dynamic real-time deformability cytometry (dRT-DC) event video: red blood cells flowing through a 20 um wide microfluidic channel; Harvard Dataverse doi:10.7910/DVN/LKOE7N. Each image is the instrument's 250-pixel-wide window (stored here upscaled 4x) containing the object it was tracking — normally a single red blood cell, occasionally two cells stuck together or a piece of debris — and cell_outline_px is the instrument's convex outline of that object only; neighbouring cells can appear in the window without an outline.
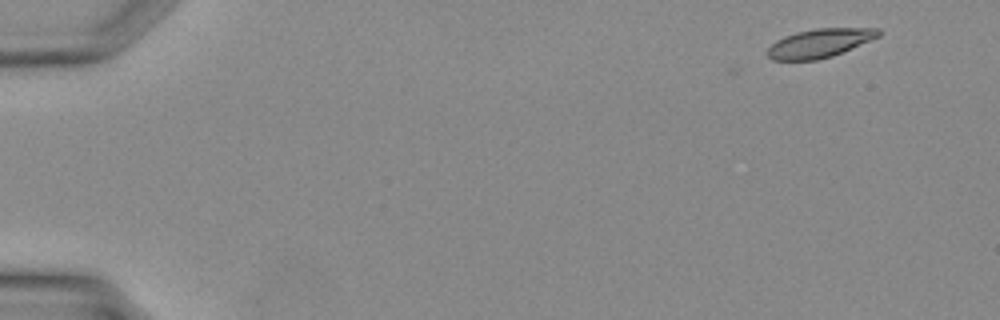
{"species": "Egyptian fruit bat (a non-hibernating species)", "species_latin": "Rousettus aegyptiacus", "temperature_condition": "warm", "stored_images_in_passage": 3, "camera_frame_rate_fps": 3000, "um_per_image_px": 0.085, "animal": {"sex": "female"}, "frame": {"image": 1, "passage_image": 1, "time_ms": 0.0, "image_size_px": [1000, 320], "cell_outline_px": [[880, 36], [832, 56], [816, 60], [772, 60], [768, 56], [768, 48], [776, 40], [784, 36], [796, 32], [816, 28], [880, 28]], "centroid_in_image_um": [69.66, 3.66], "position_along_channel_um": 15.3, "area_um2": 18.44}}